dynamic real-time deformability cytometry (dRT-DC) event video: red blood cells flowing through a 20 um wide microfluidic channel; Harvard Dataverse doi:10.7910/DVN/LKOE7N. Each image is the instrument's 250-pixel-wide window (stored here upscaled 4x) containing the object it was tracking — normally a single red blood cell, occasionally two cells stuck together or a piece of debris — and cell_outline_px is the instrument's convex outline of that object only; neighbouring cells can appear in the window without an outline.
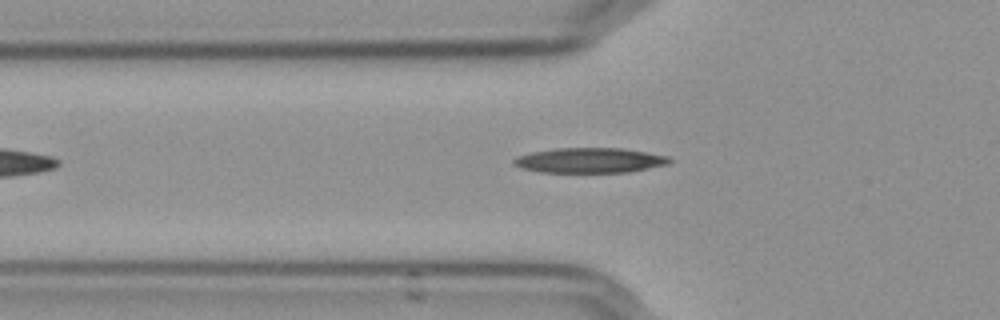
{"species": "Egyptian fruit bat (a non-hibernating species)", "species_latin": "Rousettus aegyptiacus", "temperature_condition": "cold", "stored_images_in_passage": 46, "camera_frame_rate_fps": 3000, "um_per_image_px": 0.085, "frame": {"image": 1, "passage_image": 9, "time_ms": 2.667, "image_size_px": [1000, 320], "cell_outline_px": [[672, 160], [668, 164], [628, 172], [540, 172], [524, 168], [516, 164], [512, 160], [516, 156], [532, 152], [556, 148], [620, 148], [668, 156]], "centroid_in_image_um": [50.13, 13.62], "position_along_channel_um": 75.7, "area_um2": 22.43}}
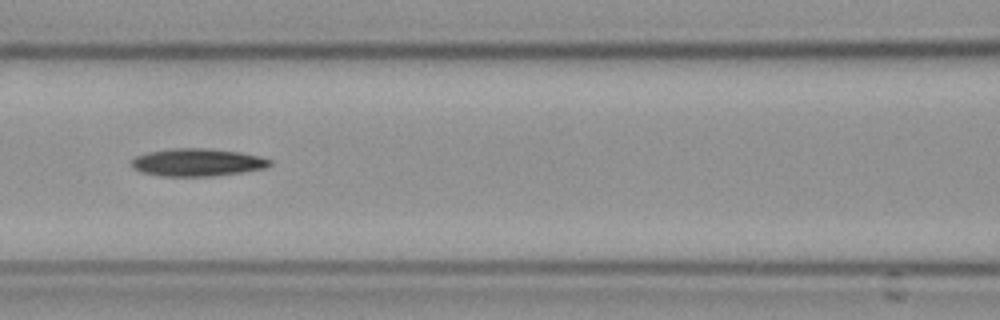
{"frame": {"image": 2, "passage_image": 15, "time_ms": 4.667, "image_size_px": [1000, 320], "cell_outline_px": [[272, 164], [264, 168], [244, 172], [216, 176], [164, 176], [140, 172], [132, 168], [132, 160], [136, 156], [148, 152], [172, 148], [204, 148], [240, 152], [260, 156], [272, 160]], "centroid_in_image_um": [16.79, 13.8], "position_along_channel_um": 149.8, "area_um2": 22.37}}
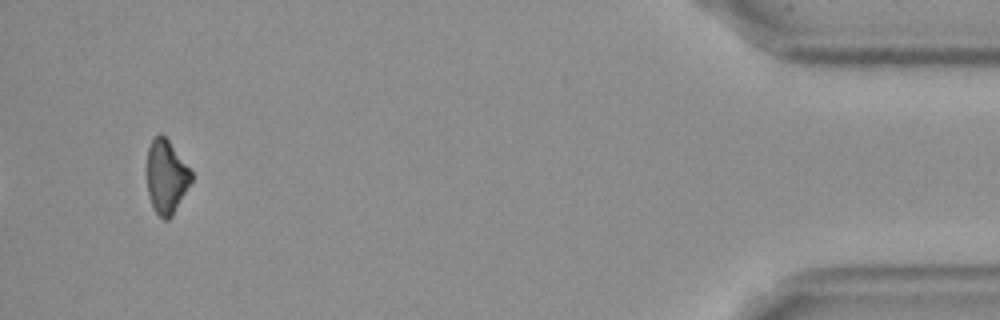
{"frame": {"image": 3, "passage_image": 43, "time_ms": 14.0, "image_size_px": [1000, 320], "cell_outline_px": [[192, 180], [172, 216], [168, 220], [164, 220], [152, 208], [148, 196], [148, 148], [152, 140], [160, 132], [168, 140], [192, 172]], "centroid_in_image_um": [14.13, 15.05], "position_along_channel_um": 421.1, "area_um2": 18.73}}